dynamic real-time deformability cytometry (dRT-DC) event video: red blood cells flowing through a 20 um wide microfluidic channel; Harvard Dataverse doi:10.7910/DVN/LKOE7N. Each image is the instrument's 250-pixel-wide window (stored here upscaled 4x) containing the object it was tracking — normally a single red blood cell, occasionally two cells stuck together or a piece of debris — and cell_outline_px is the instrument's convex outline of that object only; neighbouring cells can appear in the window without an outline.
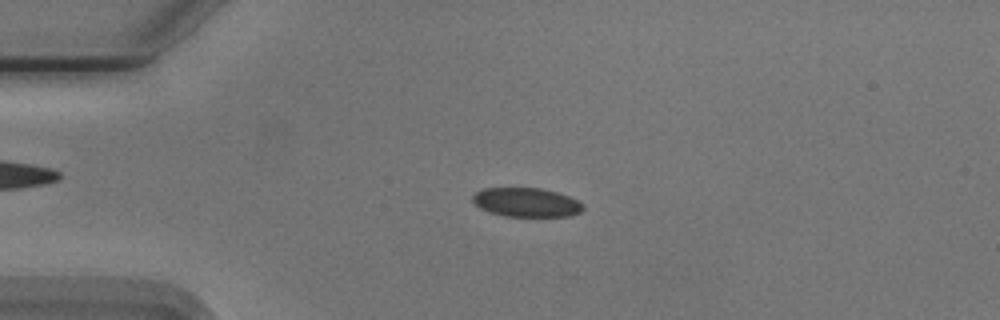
{"species": "Egyptian fruit bat (a non-hibernating species)", "species_latin": "Rousettus aegyptiacus", "temperature_condition": "cold", "stored_images_in_passage": 56, "camera_frame_rate_fps": 3000, "um_per_image_px": 0.085, "animal": {"sex": "male"}, "frame": {"image": 1, "passage_image": 14, "time_ms": 4.333, "image_size_px": [1000, 320], "cell_outline_px": [[584, 208], [580, 212], [572, 216], [504, 216], [488, 212], [480, 208], [472, 200], [472, 196], [476, 192], [484, 188], [540, 188], [556, 192], [568, 196], [584, 204]], "centroid_in_image_um": [44.74, 17.2], "position_along_channel_um": 40.3, "area_um2": 18.67}}
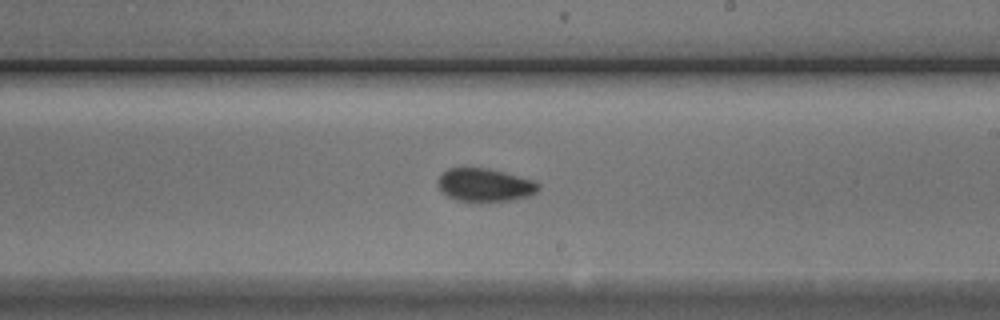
{"frame": {"image": 2, "passage_image": 33, "time_ms": 10.667, "image_size_px": [1000, 320], "cell_outline_px": [[540, 188], [536, 192], [528, 196], [508, 200], [480, 204], [456, 200], [440, 192], [436, 184], [436, 180], [448, 168], [488, 168], [504, 172], [532, 180], [540, 184]], "centroid_in_image_um": [41.15, 15.76], "position_along_channel_um": 247.8, "area_um2": 19.88}}
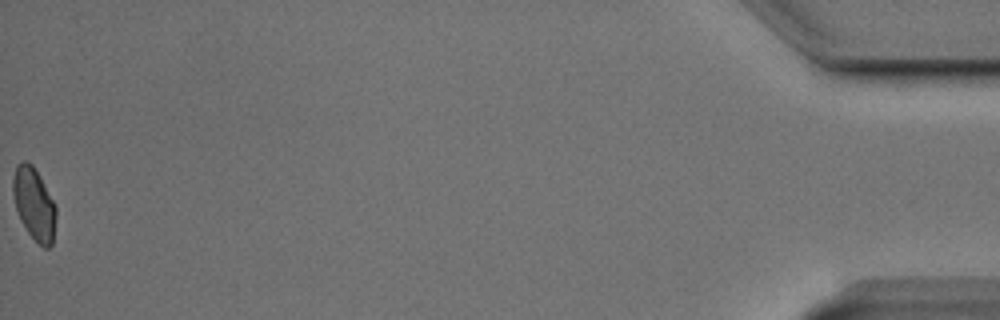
{"frame": {"image": 3, "passage_image": 56, "time_ms": 18.333, "image_size_px": [1000, 320], "cell_outline_px": [[56, 216], [52, 244], [48, 248], [44, 248], [28, 232], [20, 220], [16, 208], [12, 192], [12, 180], [16, 164], [24, 160], [28, 160], [32, 164], [56, 204]], "centroid_in_image_um": [2.89, 17.3], "position_along_channel_um": 432.3, "area_um2": 18.15}, "authors_computed_cell_mechanics": {"area_um2": 18.9584, "velocity_mm_per_s": 3.7378, "shape_relaxation_time_tau1_ms": 2.8488, "shape_relaxation_time_tau2_ms": 1.4303, "deformation_change_tau1": 0.0834, "deformation_change_tau2": 0.0431}}